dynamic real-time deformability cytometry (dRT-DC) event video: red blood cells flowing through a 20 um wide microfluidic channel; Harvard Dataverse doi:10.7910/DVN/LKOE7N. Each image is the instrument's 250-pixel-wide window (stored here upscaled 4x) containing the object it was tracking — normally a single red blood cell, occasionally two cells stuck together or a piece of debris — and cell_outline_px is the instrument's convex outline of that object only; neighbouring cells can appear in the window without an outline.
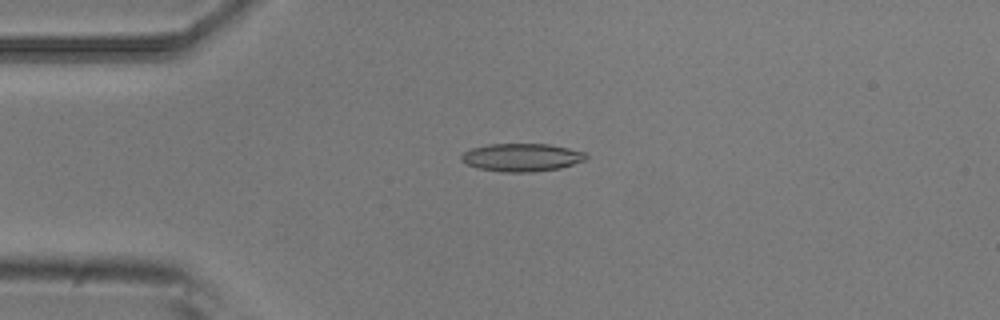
{"species": "common noctule bat (a hibernating species)", "species_latin": "Nyctalus noctula", "temperature_condition": "room temperature", "stored_images_in_passage": 6, "camera_frame_rate_fps": 3000, "um_per_image_px": 0.085, "animal": {"sex": "male", "body_mass_g": 20.5, "forearm_length_mm": 52.5}, "frame": {"image": 1, "passage_image": 4, "time_ms": 1.0, "image_size_px": [1000, 320], "cell_outline_px": [[588, 156], [584, 160], [560, 168], [532, 172], [500, 172], [480, 168], [468, 164], [460, 160], [460, 156], [464, 152], [472, 148], [488, 144], [548, 144], [568, 148], [584, 152]], "centroid_in_image_um": [44.33, 13.38], "position_along_channel_um": 40.7, "area_um2": 20.17}}